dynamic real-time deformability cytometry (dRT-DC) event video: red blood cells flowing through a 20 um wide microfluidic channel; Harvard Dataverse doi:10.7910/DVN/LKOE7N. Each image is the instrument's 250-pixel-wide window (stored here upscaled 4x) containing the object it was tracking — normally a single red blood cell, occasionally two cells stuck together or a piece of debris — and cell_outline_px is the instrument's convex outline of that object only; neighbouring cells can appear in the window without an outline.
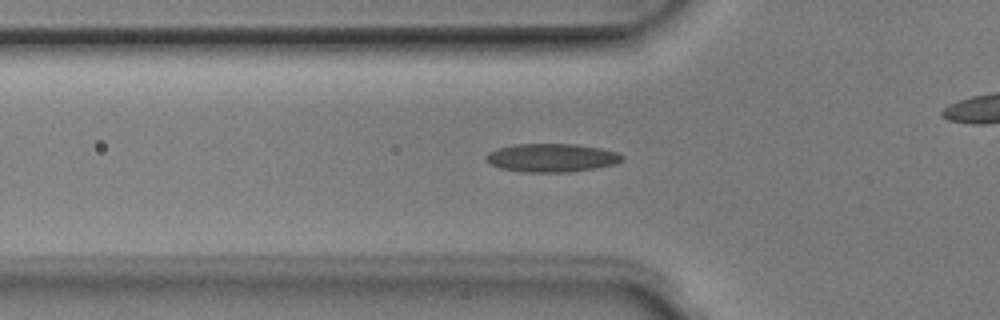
{"species": "Egyptian fruit bat (a non-hibernating species)", "species_latin": "Rousettus aegyptiacus", "temperature_condition": "room temperature", "stored_images_in_passage": 42, "camera_frame_rate_fps": 3000, "um_per_image_px": 0.085, "animal": {"sex": "male"}, "frame": {"image": 1, "passage_image": 17, "time_ms": 5.333, "image_size_px": [1000, 320], "cell_outline_px": [[624, 160], [616, 164], [596, 168], [568, 172], [524, 172], [500, 168], [484, 160], [484, 156], [488, 152], [496, 148], [512, 144], [576, 144], [600, 148], [616, 152], [624, 156]], "centroid_in_image_um": [46.87, 13.41], "position_along_channel_um": 78.9, "area_um2": 22.72}}
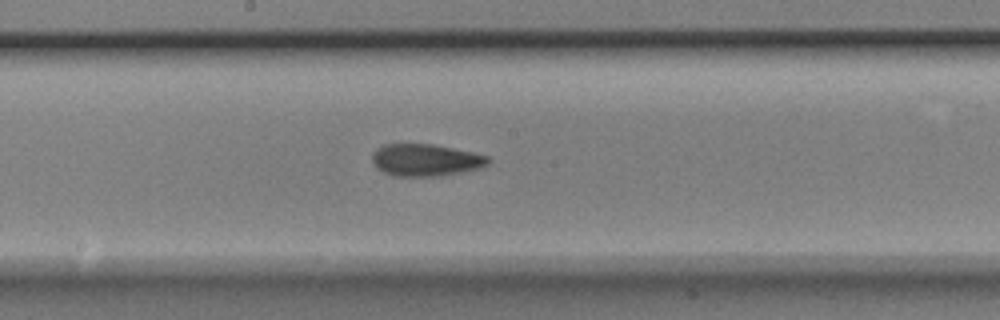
{"frame": {"image": 2, "passage_image": 27, "time_ms": 8.667, "image_size_px": [1000, 320], "cell_outline_px": [[492, 160], [488, 164], [480, 168], [444, 176], [392, 176], [376, 168], [372, 164], [372, 152], [376, 148], [384, 144], [432, 144], [472, 152], [488, 156]], "centroid_in_image_um": [36.16, 13.61], "position_along_channel_um": 212.0, "area_um2": 21.96}}
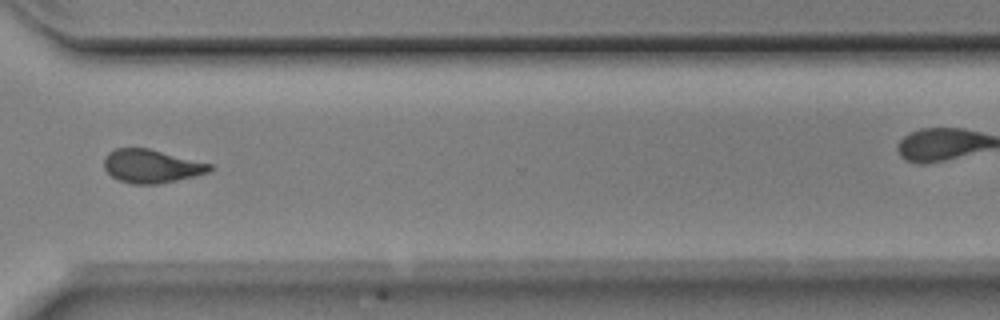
{"frame": {"image": 3, "passage_image": 38, "time_ms": 12.333, "image_size_px": [1000, 320], "cell_outline_px": [[212, 168], [208, 172], [176, 180], [156, 184], [132, 184], [120, 180], [112, 176], [104, 168], [104, 156], [108, 152], [116, 148], [148, 148], [212, 164]], "centroid_in_image_um": [12.83, 14.11], "position_along_channel_um": 357.8, "area_um2": 20.35}}